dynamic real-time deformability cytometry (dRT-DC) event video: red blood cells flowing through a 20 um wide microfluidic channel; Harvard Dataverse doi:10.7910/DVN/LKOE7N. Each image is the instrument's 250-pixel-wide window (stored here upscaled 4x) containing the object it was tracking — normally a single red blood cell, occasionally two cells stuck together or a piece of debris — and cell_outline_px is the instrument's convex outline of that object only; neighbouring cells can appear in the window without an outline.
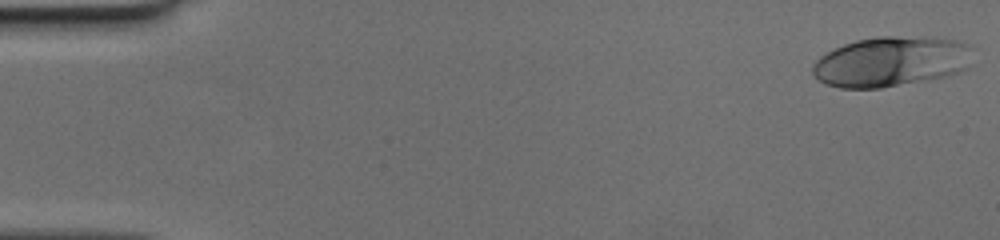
{"species": "human", "species_latin": "Homo sapiens", "temperature_condition": "cold", "stored_images_in_passage": 48, "camera_frame_rate_fps": 3000, "um_per_image_px": 0.085, "donor": {"sex": "female"}, "frame": {"image": 1, "passage_image": 1, "time_ms": 0.0, "image_size_px": [1000, 240], "cell_outline_px": [[976, 48], [968, 68], [960, 72], [948, 76], [880, 88], [840, 88], [824, 84], [812, 72], [812, 64], [820, 56], [844, 44], [856, 40], [876, 36], [928, 36], [956, 40], [968, 44]], "centroid_in_image_um": [75.81, 5.22], "position_along_channel_um": 9.2, "area_um2": 47.45}}
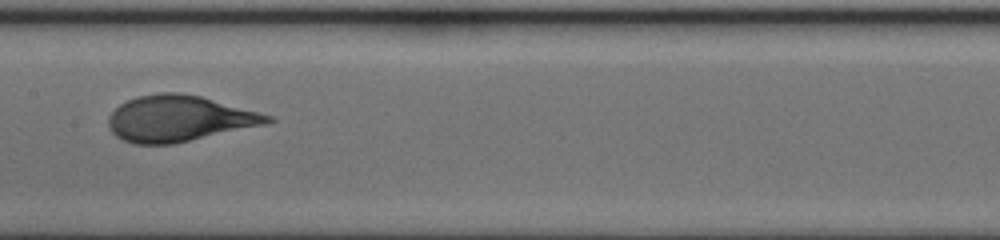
{"frame": {"image": 2, "passage_image": 25, "time_ms": 8.0, "image_size_px": [1000, 240], "cell_outline_px": [[276, 120], [264, 124], [172, 144], [132, 144], [116, 136], [108, 128], [108, 116], [120, 104], [136, 96], [160, 92], [180, 92], [200, 96], [272, 116]], "centroid_in_image_um": [15.15, 10.07], "position_along_channel_um": 192.2, "area_um2": 42.25}}
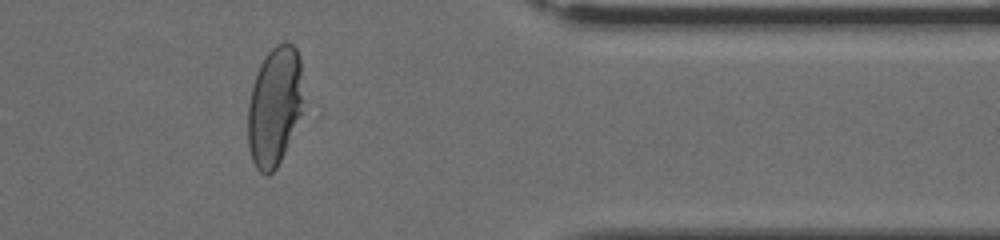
{"frame": {"image": 3, "passage_image": 40, "time_ms": 13.0, "image_size_px": [1000, 240], "cell_outline_px": [[304, 100], [300, 116], [284, 152], [276, 168], [268, 176], [264, 176], [256, 168], [252, 160], [248, 148], [248, 104], [252, 88], [260, 64], [264, 56], [276, 44], [292, 44], [296, 48], [300, 56]], "centroid_in_image_um": [23.34, 9.04], "position_along_channel_um": 388.1, "area_um2": 38.61}}